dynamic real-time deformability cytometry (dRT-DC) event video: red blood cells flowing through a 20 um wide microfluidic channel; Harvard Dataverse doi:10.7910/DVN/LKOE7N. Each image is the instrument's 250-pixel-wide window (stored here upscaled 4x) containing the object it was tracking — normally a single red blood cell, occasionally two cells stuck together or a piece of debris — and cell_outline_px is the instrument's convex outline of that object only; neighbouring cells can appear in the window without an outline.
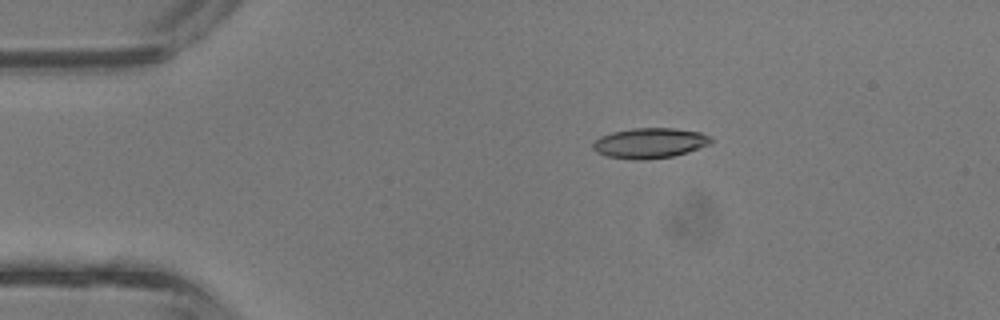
{"species": "common noctule bat (a hibernating species)", "species_latin": "Nyctalus noctula", "temperature_condition": "room temperature", "stored_images_in_passage": 3, "camera_frame_rate_fps": 3000, "um_per_image_px": 0.085, "animal": {"sex": "male", "body_mass_g": 13.3}, "frame": {"image": 1, "passage_image": 2, "time_ms": 0.333, "image_size_px": [1000, 320], "cell_outline_px": [[712, 140], [708, 144], [688, 152], [672, 156], [644, 160], [636, 160], [608, 156], [596, 152], [592, 148], [592, 144], [600, 136], [612, 132], [632, 128], [676, 128], [700, 132], [712, 136]], "centroid_in_image_um": [55.22, 12.15], "position_along_channel_um": 29.8, "area_um2": 20.81}}